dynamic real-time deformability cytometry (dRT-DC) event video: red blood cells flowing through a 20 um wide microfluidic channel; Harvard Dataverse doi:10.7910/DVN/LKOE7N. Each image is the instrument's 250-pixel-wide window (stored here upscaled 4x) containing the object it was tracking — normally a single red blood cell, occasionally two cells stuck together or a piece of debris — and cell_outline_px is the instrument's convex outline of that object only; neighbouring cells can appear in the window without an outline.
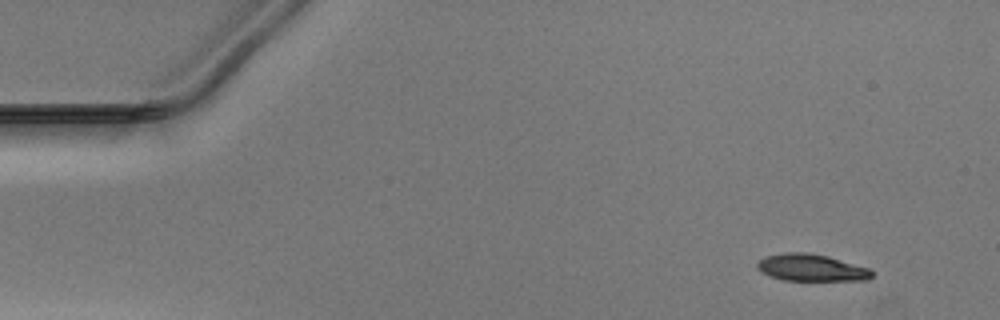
{"species": "Egyptian fruit bat (a non-hibernating species)", "species_latin": "Rousettus aegyptiacus", "temperature_condition": "warm", "stored_images_in_passage": 48, "camera_frame_rate_fps": 3000, "um_per_image_px": 0.085, "animal": {"sex": "male"}, "frame": {"image": 1, "passage_image": 1, "time_ms": 0.0, "image_size_px": [1000, 320], "cell_outline_px": [[872, 276], [868, 280], [784, 280], [768, 276], [760, 272], [756, 268], [756, 264], [760, 260], [768, 256], [784, 252], [808, 252], [828, 256], [868, 268], [872, 272]], "centroid_in_image_um": [68.92, 22.75], "position_along_channel_um": 16.1, "area_um2": 17.98}}
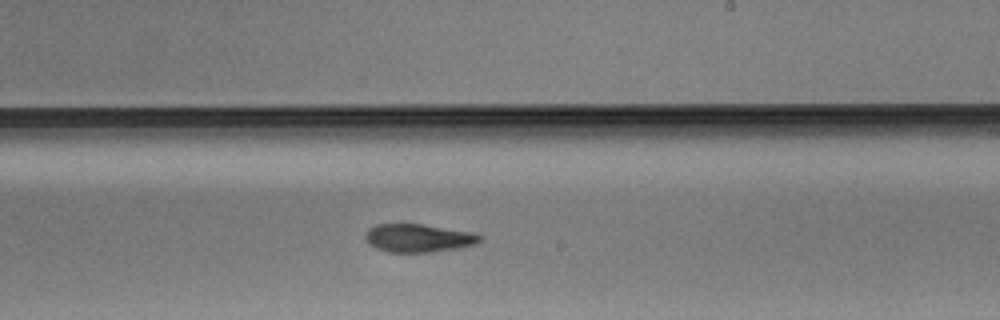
{"frame": {"image": 2, "passage_image": 27, "time_ms": 8.667, "image_size_px": [1000, 320], "cell_outline_px": [[484, 240], [476, 244], [460, 248], [428, 252], [388, 252], [376, 248], [368, 244], [364, 236], [368, 228], [376, 224], [420, 224], [468, 232], [480, 236]], "centroid_in_image_um": [35.51, 20.24], "position_along_channel_um": 253.5, "area_um2": 18.67}}
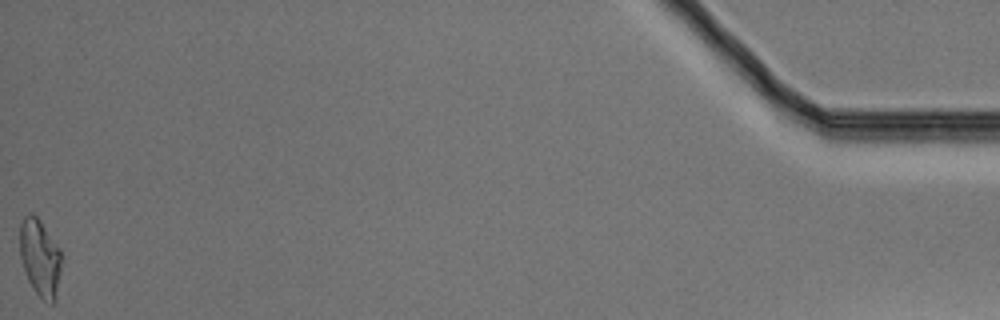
{"frame": {"image": 3, "passage_image": 48, "time_ms": 15.667, "image_size_px": [1000, 320], "cell_outline_px": [[60, 268], [56, 300], [52, 304], [48, 304], [32, 288], [28, 280], [20, 256], [20, 224], [24, 216], [28, 212], [32, 212], [40, 220], [60, 248]], "centroid_in_image_um": [3.39, 21.89], "position_along_channel_um": 431.8, "area_um2": 18.67}}